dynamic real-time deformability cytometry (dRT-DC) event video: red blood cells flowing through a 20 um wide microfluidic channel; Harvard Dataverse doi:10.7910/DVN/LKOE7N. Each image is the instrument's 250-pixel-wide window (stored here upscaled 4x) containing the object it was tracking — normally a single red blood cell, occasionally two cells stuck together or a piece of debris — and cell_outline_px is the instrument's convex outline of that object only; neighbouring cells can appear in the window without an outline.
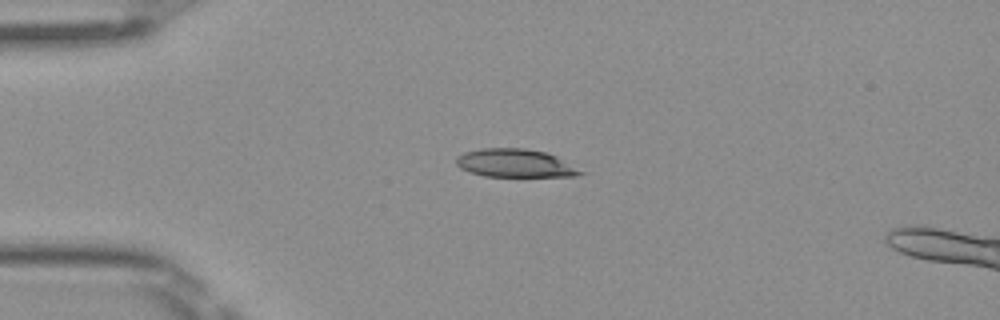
{"species": "Egyptian fruit bat (a non-hibernating species)", "species_latin": "Rousettus aegyptiacus", "temperature_condition": "room temperature", "stored_images_in_passage": 40, "segment_of_instrument_passage": [1, 2], "camera_frame_rate_fps": 3000, "um_per_image_px": 0.085, "frame": {"image": 1, "passage_image": 1, "time_ms": 0.0, "image_size_px": [1000, 320], "cell_outline_px": [[588, 172], [576, 176], [484, 176], [468, 172], [460, 168], [456, 164], [456, 156], [464, 152], [480, 148], [524, 148], [548, 152]], "centroid_in_image_um": [43.8, 13.86], "position_along_channel_um": 41.2, "area_um2": 20.69}}
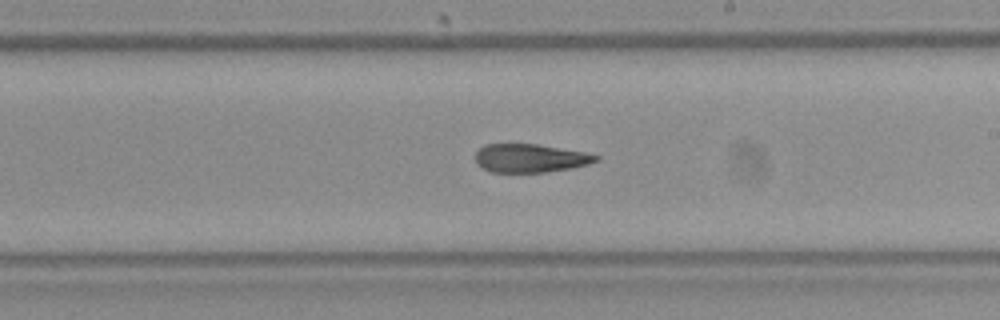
{"frame": {"image": 2, "passage_image": 18, "time_ms": 5.667, "image_size_px": [1000, 320], "cell_outline_px": [[600, 160], [588, 164], [572, 168], [544, 172], [492, 172], [476, 164], [476, 152], [484, 144], [536, 144], [584, 152], [600, 156]], "centroid_in_image_um": [45.07, 13.44], "position_along_channel_um": 243.9, "area_um2": 19.88}}
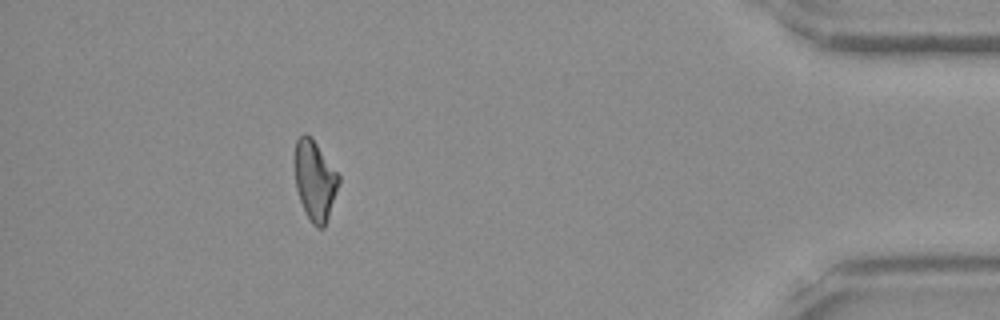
{"frame": {"image": 3, "passage_image": 34, "time_ms": 11.0, "image_size_px": [1000, 320], "cell_outline_px": [[340, 184], [324, 228], [316, 228], [312, 224], [300, 200], [296, 188], [292, 160], [296, 140], [304, 132], [312, 136], [340, 176]], "centroid_in_image_um": [26.74, 15.28], "position_along_channel_um": 408.5, "area_um2": 21.04}}